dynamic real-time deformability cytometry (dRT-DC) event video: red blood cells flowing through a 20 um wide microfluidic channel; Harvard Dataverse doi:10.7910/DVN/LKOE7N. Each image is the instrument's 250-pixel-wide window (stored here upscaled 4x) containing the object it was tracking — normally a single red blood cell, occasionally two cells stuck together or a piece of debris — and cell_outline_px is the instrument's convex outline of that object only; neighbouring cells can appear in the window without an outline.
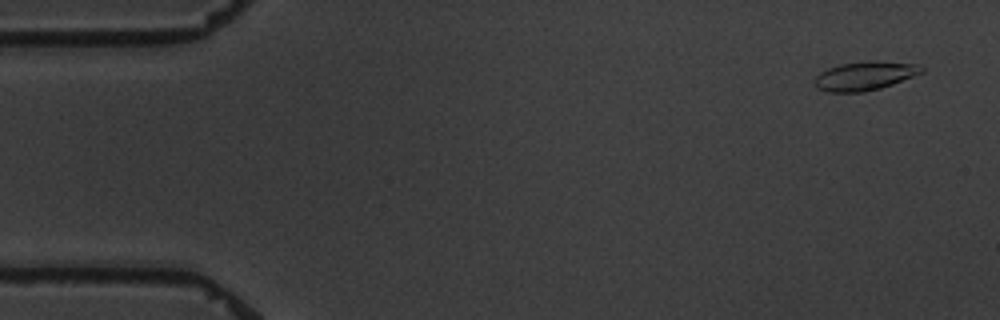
{"species": "common noctule bat (a hibernating species)", "species_latin": "Nyctalus noctula", "temperature_condition": "warm", "stored_images_in_passage": 6, "camera_frame_rate_fps": 3000, "um_per_image_px": 0.085, "animal": {"sex": "male", "body_mass_g": 19.5, "forearm_length_mm": 54.6}, "frame": {"image": 1, "passage_image": 1, "time_ms": 0.0, "image_size_px": [1000, 320], "cell_outline_px": [[924, 72], [892, 84], [880, 88], [864, 92], [828, 92], [816, 88], [812, 80], [820, 72], [828, 68], [840, 64], [868, 60], [876, 60], [920, 64], [924, 68]], "centroid_in_image_um": [73.5, 6.44], "position_along_channel_um": 11.5, "area_um2": 18.26}}
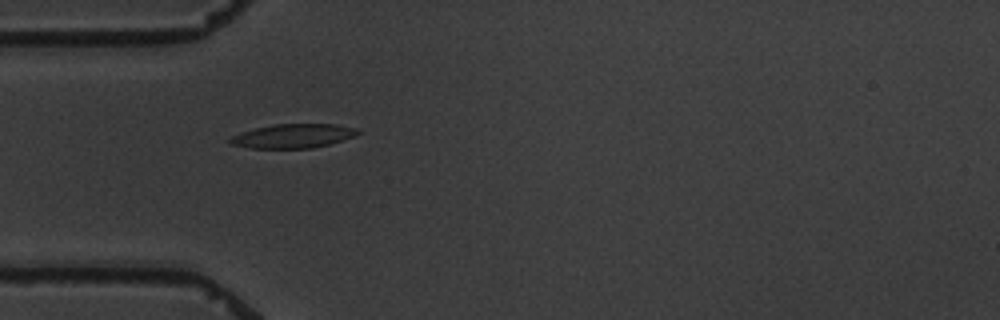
{"frame": {"image": 2, "passage_image": 5, "time_ms": 4.667, "image_size_px": [1000, 320], "cell_outline_px": [[360, 132], [356, 136], [328, 144], [312, 148], [252, 148], [232, 144], [228, 140], [228, 136], [240, 132], [256, 128], [276, 124], [336, 124], [356, 128]], "centroid_in_image_um": [24.89, 11.55], "position_along_channel_um": 60.1, "area_um2": 17.86}}
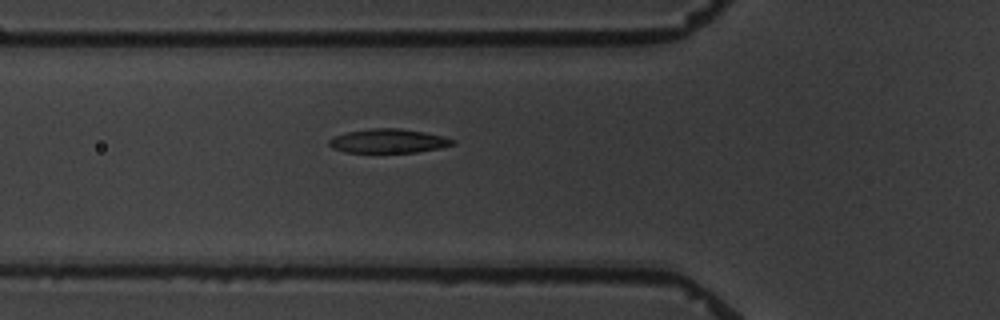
{"frame": {"image": 3, "passage_image": 6, "time_ms": 5.667, "image_size_px": [1000, 320], "cell_outline_px": [[456, 144], [440, 148], [416, 152], [344, 152], [332, 148], [328, 144], [328, 140], [336, 136], [348, 132], [368, 128], [400, 128], [424, 132], [444, 136], [456, 140]], "centroid_in_image_um": [33.04, 11.98], "position_along_channel_um": 92.8, "area_um2": 17.34}}